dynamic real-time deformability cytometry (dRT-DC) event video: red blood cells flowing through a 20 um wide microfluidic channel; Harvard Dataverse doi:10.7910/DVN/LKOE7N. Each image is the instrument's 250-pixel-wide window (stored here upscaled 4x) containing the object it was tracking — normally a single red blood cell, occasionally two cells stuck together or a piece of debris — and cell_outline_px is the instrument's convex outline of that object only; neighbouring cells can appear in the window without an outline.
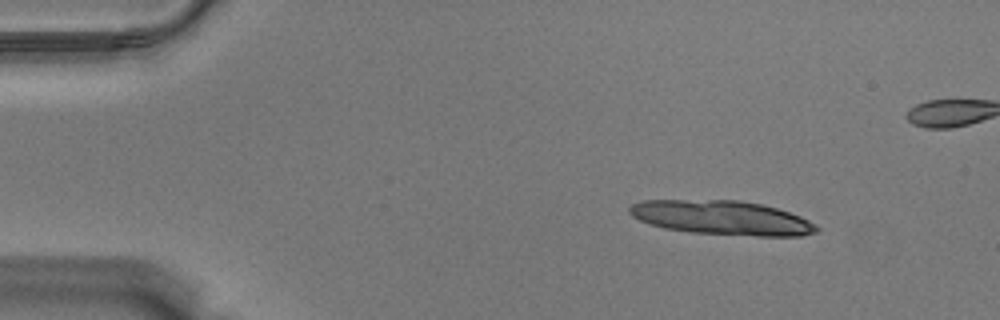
{"species": "Egyptian fruit bat (a non-hibernating species)", "species_latin": "Rousettus aegyptiacus", "temperature_condition": "warm", "stored_images_in_passage": 16, "camera_frame_rate_fps": 3000, "um_per_image_px": 0.085, "animal": {"sex": "male"}, "frame": {"image": 1, "passage_image": 7, "time_ms": 2.0, "image_size_px": [1000, 320], "cell_outline_px": [[820, 228], [816, 232], [800, 236], [756, 236], [692, 232], [664, 228], [648, 224], [632, 216], [628, 212], [628, 208], [632, 204], [640, 200], [736, 200], [760, 204], [776, 208], [800, 216], [816, 224]], "centroid_in_image_um": [61.34, 18.51], "position_along_channel_um": 23.7, "area_um2": 37.28}}